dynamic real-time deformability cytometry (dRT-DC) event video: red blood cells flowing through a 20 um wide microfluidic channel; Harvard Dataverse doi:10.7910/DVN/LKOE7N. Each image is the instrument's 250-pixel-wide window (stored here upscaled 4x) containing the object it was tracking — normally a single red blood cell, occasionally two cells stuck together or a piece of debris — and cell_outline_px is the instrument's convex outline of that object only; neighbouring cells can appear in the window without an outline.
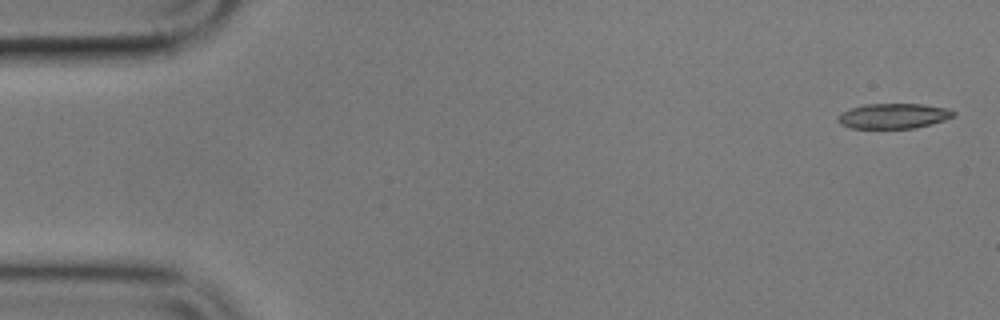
{"species": "common noctule bat (a hibernating species)", "species_latin": "Nyctalus noctula", "temperature_condition": "cold", "stored_images_in_passage": 5, "camera_frame_rate_fps": 3000, "um_per_image_px": 0.085, "animal": {"sex": "male", "body_mass_g": 17.9}, "frame": {"image": 1, "passage_image": 1, "time_ms": 0.0, "image_size_px": [1000, 320], "cell_outline_px": [[956, 116], [944, 120], [912, 128], [852, 128], [840, 124], [836, 120], [836, 116], [840, 112], [864, 104], [924, 104], [944, 108], [956, 112]], "centroid_in_image_um": [75.89, 9.85], "position_along_channel_um": 9.1, "area_um2": 16.88}}
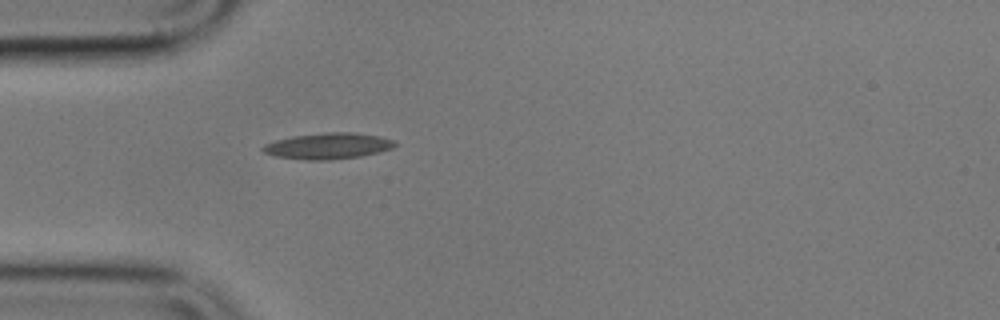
{"frame": {"image": 2, "passage_image": 5, "time_ms": 5.0, "image_size_px": [1000, 320], "cell_outline_px": [[396, 144], [392, 148], [380, 152], [360, 156], [332, 160], [304, 160], [276, 156], [264, 152], [260, 148], [264, 144], [276, 140], [292, 136], [328, 132], [352, 132], [380, 136], [396, 140]], "centroid_in_image_um": [27.9, 12.41], "position_along_channel_um": 57.1, "area_um2": 20.17}}